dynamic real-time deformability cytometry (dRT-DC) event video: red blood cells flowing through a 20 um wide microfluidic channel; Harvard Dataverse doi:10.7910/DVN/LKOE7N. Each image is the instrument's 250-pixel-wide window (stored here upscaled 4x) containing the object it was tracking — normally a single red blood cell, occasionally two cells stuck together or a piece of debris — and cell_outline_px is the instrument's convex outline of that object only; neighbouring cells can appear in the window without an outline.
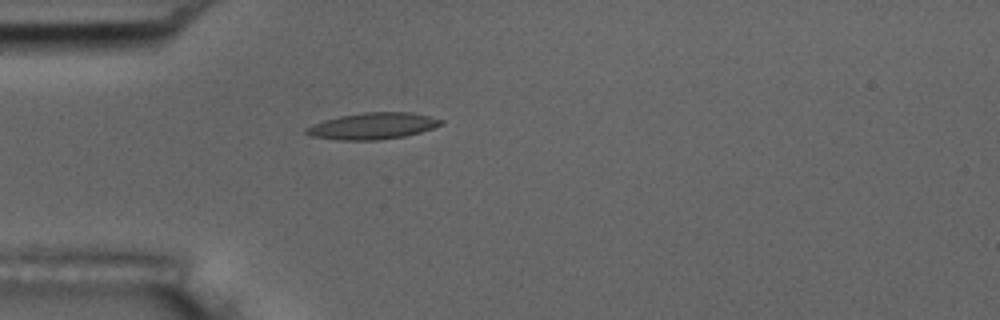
{"species": "common noctule bat (a hibernating species)", "species_latin": "Nyctalus noctula", "temperature_condition": "room temperature", "stored_images_in_passage": 54, "camera_frame_rate_fps": 3000, "um_per_image_px": 0.085, "animal": {"sex": "male", "body_mass_g": 17.5, "forearm_length_mm": 52.3}, "frame": {"image": 1, "passage_image": 16, "time_ms": 5.0, "image_size_px": [1000, 320], "cell_outline_px": [[444, 120], [440, 124], [432, 128], [420, 132], [404, 136], [380, 140], [340, 140], [312, 136], [304, 132], [304, 128], [312, 124], [324, 120], [340, 116], [364, 112], [412, 112]], "centroid_in_image_um": [31.65, 10.71], "position_along_channel_um": 53.4, "area_um2": 20.69}, "authors_computed_cell_mechanics": {"area_um2": 19.363, "velocity_mm_per_s": 3.7623, "shape_relaxation_time_tau1_ms": null, "shape_relaxation_time_tau2_ms": 3.346, "deformation_change_tau1": null, "deformation_change_tau2": 0.1225}}